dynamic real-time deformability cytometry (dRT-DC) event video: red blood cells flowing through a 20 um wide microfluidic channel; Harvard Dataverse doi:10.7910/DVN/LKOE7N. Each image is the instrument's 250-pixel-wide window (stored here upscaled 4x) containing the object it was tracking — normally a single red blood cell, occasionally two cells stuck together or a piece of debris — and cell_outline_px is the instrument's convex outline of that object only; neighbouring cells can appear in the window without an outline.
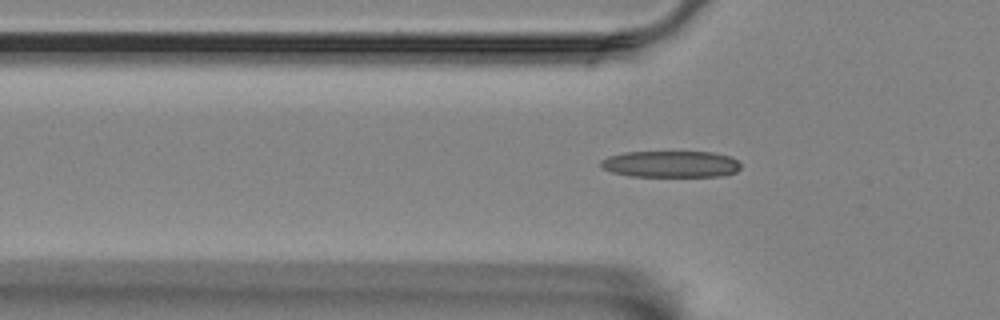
{"species": "Egyptian fruit bat (a non-hibernating species)", "species_latin": "Rousettus aegyptiacus", "temperature_condition": "room temperature", "stored_images_in_passage": 48, "camera_frame_rate_fps": 3000, "um_per_image_px": 0.085, "animal": {"sex": "female"}, "frame": {"image": 1, "passage_image": 14, "time_ms": 4.333, "image_size_px": [1000, 320], "cell_outline_px": [[740, 168], [736, 172], [724, 176], [628, 176], [612, 172], [604, 168], [600, 164], [600, 160], [608, 156], [624, 152], [712, 152], [732, 156], [740, 164]], "centroid_in_image_um": [57.03, 13.94], "position_along_channel_um": 68.8, "area_um2": 21.73}}
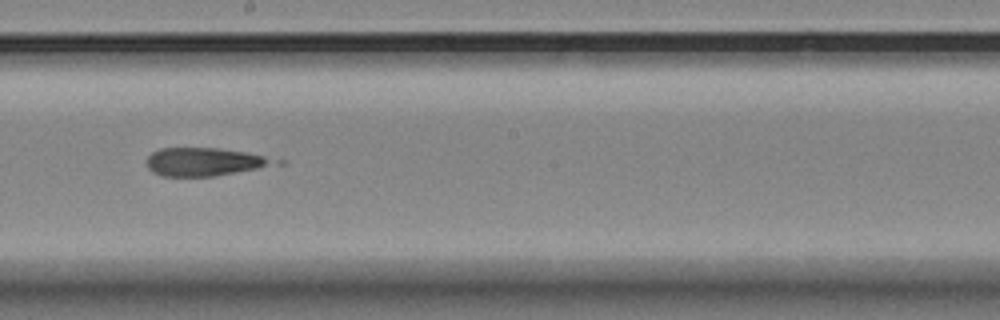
{"frame": {"image": 2, "passage_image": 28, "time_ms": 9.0, "image_size_px": [1000, 320], "cell_outline_px": [[272, 160], [256, 168], [216, 176], [160, 176], [152, 172], [148, 168], [148, 156], [152, 152], [160, 148], [220, 148], [248, 152], [264, 156]], "centroid_in_image_um": [17.19, 13.74], "position_along_channel_um": 231.0, "area_um2": 20.29}}
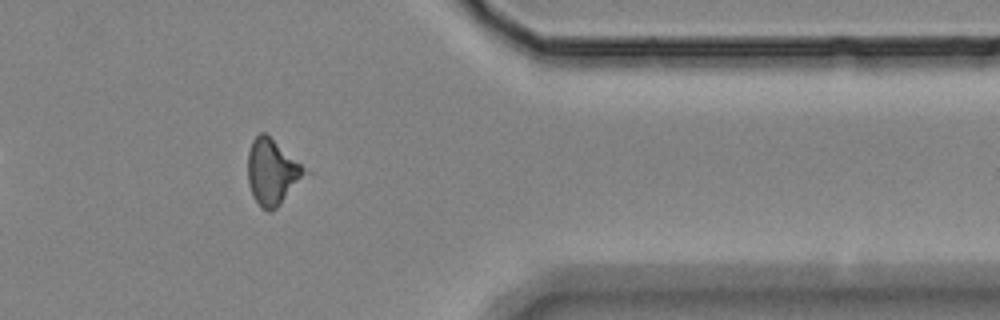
{"frame": {"image": 3, "passage_image": 43, "time_ms": 14.0, "image_size_px": [1000, 320], "cell_outline_px": [[312, 172], [272, 212], [268, 212], [260, 208], [252, 196], [248, 180], [248, 152], [252, 140], [260, 132], [264, 132]], "centroid_in_image_um": [23.18, 14.66], "position_along_channel_um": 388.2, "area_um2": 22.25}}